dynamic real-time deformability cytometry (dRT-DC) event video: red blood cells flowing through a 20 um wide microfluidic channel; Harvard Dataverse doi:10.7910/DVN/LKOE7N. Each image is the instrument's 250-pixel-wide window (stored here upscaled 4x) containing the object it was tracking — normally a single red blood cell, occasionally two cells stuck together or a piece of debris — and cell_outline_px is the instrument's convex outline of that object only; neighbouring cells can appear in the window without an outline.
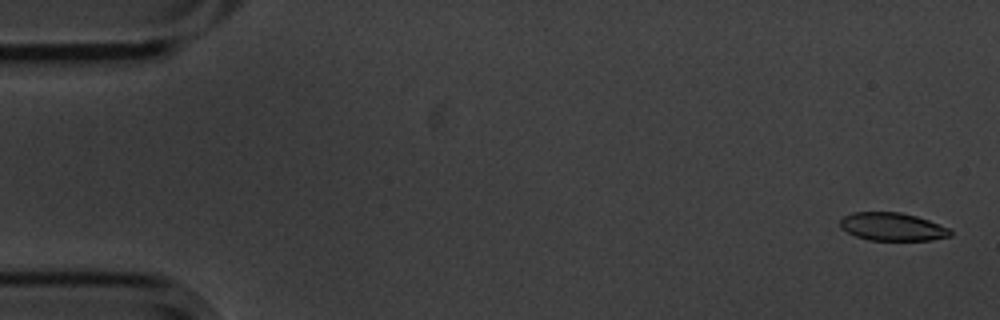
{"species": "common noctule bat (a hibernating species)", "species_latin": "Nyctalus noctula", "temperature_condition": "cold", "stored_images_in_passage": 57, "camera_frame_rate_fps": 3000, "um_per_image_px": 0.085, "animal": {"sex": "male", "body_mass_g": 20.1, "forearm_length_mm": 53.5}, "frame": {"image": 1, "passage_image": 2, "time_ms": 0.333, "image_size_px": [1000, 320], "cell_outline_px": [[952, 236], [932, 240], [868, 240], [856, 236], [840, 228], [840, 220], [844, 216], [852, 212], [900, 212], [916, 216], [928, 220], [948, 228], [952, 232]], "centroid_in_image_um": [75.84, 19.27], "position_along_channel_um": 9.2, "area_um2": 17.98}}
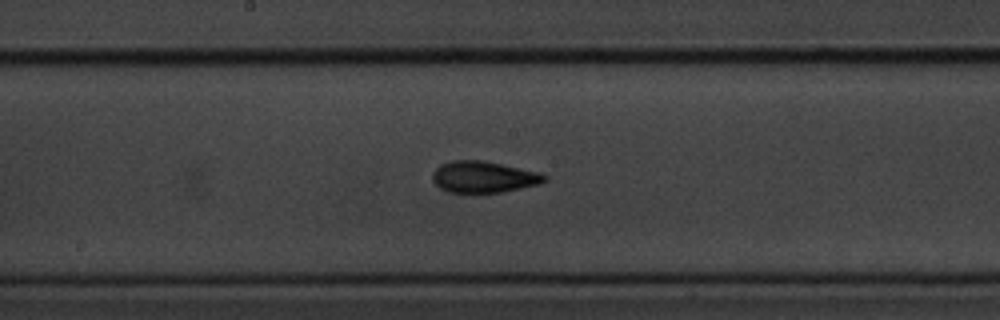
{"frame": {"image": 2, "passage_image": 30, "time_ms": 9.667, "image_size_px": [1000, 320], "cell_outline_px": [[548, 180], [540, 184], [500, 192], [448, 192], [440, 188], [432, 180], [432, 172], [440, 164], [452, 160], [484, 160], [540, 172], [548, 176]], "centroid_in_image_um": [41.12, 15.02], "position_along_channel_um": 207.1, "area_um2": 20.63}}
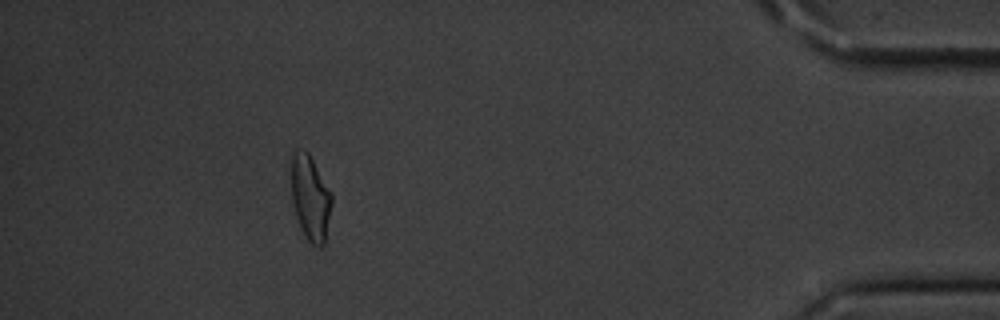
{"frame": {"image": 3, "passage_image": 52, "time_ms": 17.0, "image_size_px": [1000, 320], "cell_outline_px": [[332, 204], [324, 244], [320, 248], [312, 244], [308, 240], [296, 216], [292, 200], [292, 152], [300, 148], [304, 148], [308, 152], [332, 192]], "centroid_in_image_um": [26.4, 16.78], "position_along_channel_um": 408.8, "area_um2": 19.94}, "authors_computed_cell_mechanics": {"area_um2": 19.8254, "velocity_mm_per_s": 3.4889, "shape_relaxation_time_tau1_ms": 2.3722, "shape_relaxation_time_tau2_ms": 2.6973, "deformation_change_tau1": 0.1311, "deformation_change_tau2": 0.0962}}